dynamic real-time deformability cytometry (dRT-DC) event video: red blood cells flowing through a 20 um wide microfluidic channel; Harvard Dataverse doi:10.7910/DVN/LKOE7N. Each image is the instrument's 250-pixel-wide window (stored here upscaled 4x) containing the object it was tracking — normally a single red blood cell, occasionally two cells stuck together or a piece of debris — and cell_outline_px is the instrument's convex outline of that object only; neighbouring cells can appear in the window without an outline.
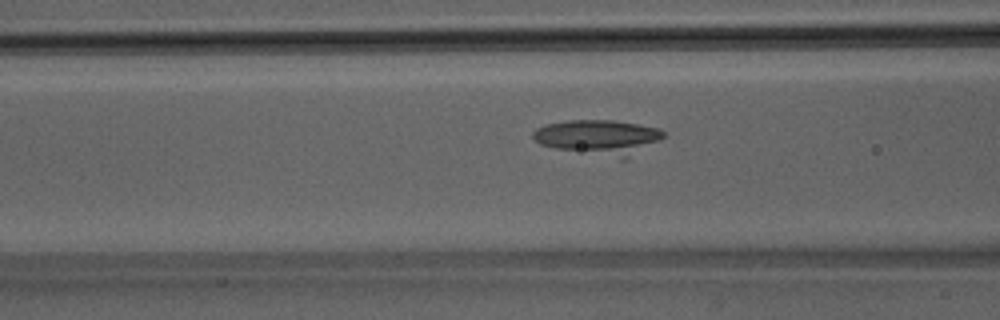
{"species": "Egyptian fruit bat (a non-hibernating species)", "species_latin": "Rousettus aegyptiacus", "temperature_condition": "room temperature", "stored_images_in_passage": 51, "camera_frame_rate_fps": 3000, "um_per_image_px": 0.085, "animal": {"sex": "male"}, "frame": {"image": 1, "passage_image": 20, "time_ms": 6.333, "image_size_px": [1000, 320], "cell_outline_px": [[664, 136], [628, 160], [620, 160], [556, 148], [540, 144], [532, 136], [532, 132], [536, 128], [544, 124], [568, 120], [612, 120], [660, 128], [664, 132]], "centroid_in_image_um": [50.88, 11.68], "position_along_channel_um": 115.7, "area_um2": 26.82}}
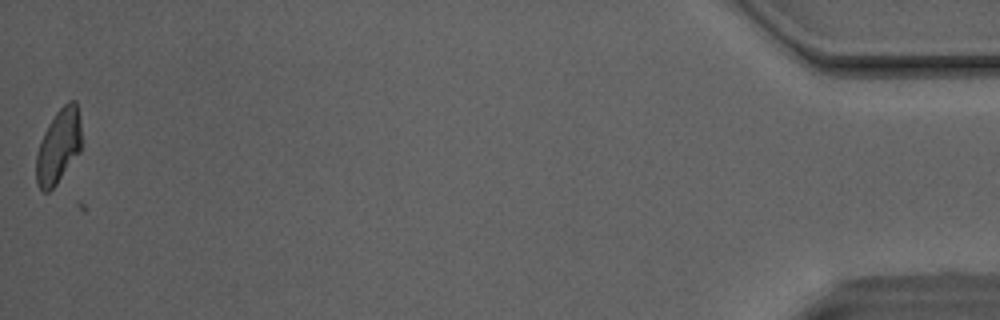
{"frame": {"image": 2, "passage_image": 50, "time_ms": 16.333, "image_size_px": [1000, 320], "cell_outline_px": [[80, 152], [56, 184], [48, 192], [44, 192], [36, 184], [36, 156], [40, 140], [48, 124], [56, 112], [68, 100], [76, 100], [80, 120]], "centroid_in_image_um": [4.96, 12.42], "position_along_channel_um": 430.2, "area_um2": 19.54}}